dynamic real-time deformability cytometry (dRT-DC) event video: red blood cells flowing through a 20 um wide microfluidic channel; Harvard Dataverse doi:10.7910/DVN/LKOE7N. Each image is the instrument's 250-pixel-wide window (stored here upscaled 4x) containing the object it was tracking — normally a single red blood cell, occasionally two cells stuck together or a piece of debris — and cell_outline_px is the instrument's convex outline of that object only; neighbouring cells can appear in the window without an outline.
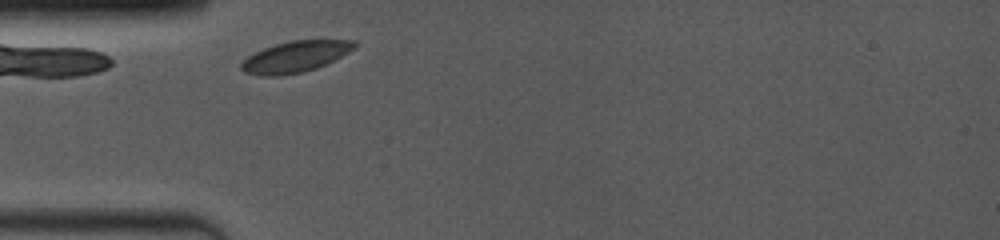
{"species": "common noctule bat (a hibernating species)", "species_latin": "Nyctalus noctula", "temperature_condition": "room temperature", "stored_images_in_passage": 9, "camera_frame_rate_fps": 4000, "um_per_image_px": 0.085, "animal": {"sex": "female", "body_mass_g": 19.0, "forearm_length_mm": 53.3}, "frame": {"image": 1, "passage_image": 1, "time_ms": 0.0, "image_size_px": [1000, 240], "cell_outline_px": [[356, 48], [316, 68], [304, 72], [280, 76], [260, 76], [244, 72], [240, 68], [240, 64], [248, 56], [264, 48], [276, 44], [292, 40], [356, 40]], "centroid_in_image_um": [25.08, 4.83], "position_along_channel_um": 59.9, "area_um2": 20.4}}
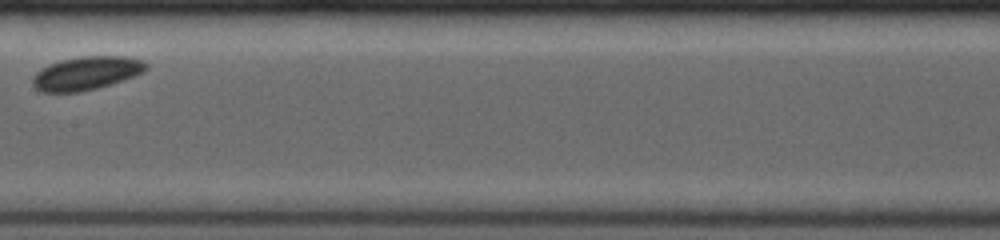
{"frame": {"image": 2, "passage_image": 6, "time_ms": 3.75, "image_size_px": [1000, 240], "cell_outline_px": [[148, 68], [144, 72], [124, 80], [112, 84], [80, 92], [40, 92], [32, 84], [32, 76], [40, 68], [48, 64], [60, 60], [80, 56], [124, 56], [144, 60], [148, 64]], "centroid_in_image_um": [7.34, 6.22], "position_along_channel_um": 200.1, "area_um2": 22.43}}
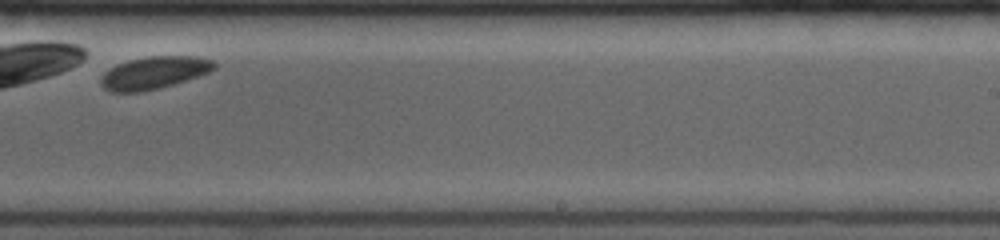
{"frame": {"image": 3, "passage_image": 9, "time_ms": 5.75, "image_size_px": [1000, 240], "cell_outline_px": [[216, 68], [208, 72], [172, 84], [140, 92], [112, 92], [104, 88], [100, 84], [100, 80], [104, 72], [116, 64], [128, 60], [152, 56], [196, 56], [212, 60], [216, 64]], "centroid_in_image_um": [13.06, 6.17], "position_along_channel_um": 275.9, "area_um2": 21.15}}